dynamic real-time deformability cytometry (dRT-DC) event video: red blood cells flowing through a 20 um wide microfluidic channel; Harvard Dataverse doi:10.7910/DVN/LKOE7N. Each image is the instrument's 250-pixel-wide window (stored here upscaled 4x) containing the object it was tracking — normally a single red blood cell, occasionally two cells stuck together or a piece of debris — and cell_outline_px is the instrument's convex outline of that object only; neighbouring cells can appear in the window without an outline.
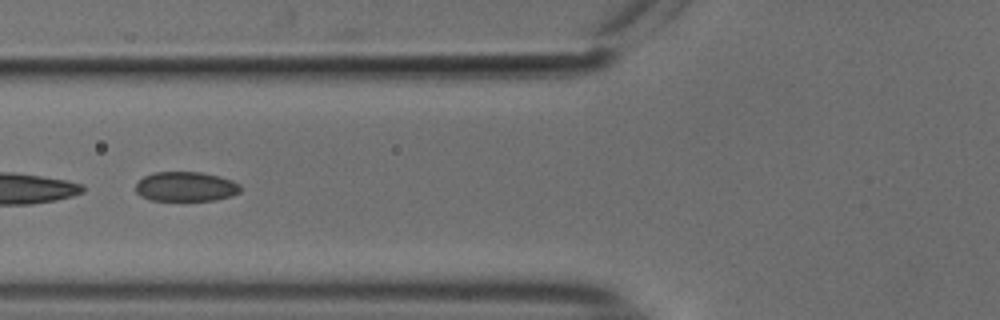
{"species": "common noctule bat (a hibernating species)", "species_latin": "Nyctalus noctula", "temperature_condition": "cold", "stored_images_in_passage": 39, "segment_of_instrument_passage": [2, 2], "camera_frame_rate_fps": 3000, "um_per_image_px": 0.085, "animal": {"sex": "male", "body_mass_g": 18.8}, "frame": {"image": 1, "passage_image": 22, "time_ms": 7.0, "image_size_px": [1000, 320], "cell_outline_px": [[240, 192], [232, 196], [216, 200], [152, 200], [140, 196], [136, 192], [136, 184], [144, 176], [152, 172], [200, 172], [220, 176], [232, 180], [240, 184]], "centroid_in_image_um": [15.8, 15.86], "position_along_channel_um": 110.0, "area_um2": 18.15}}
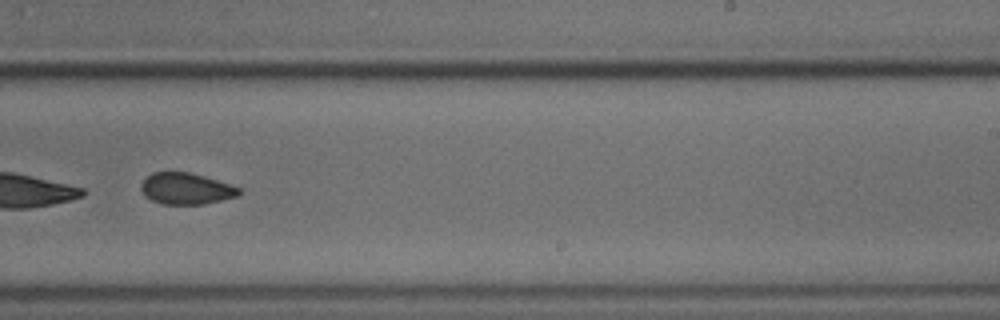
{"frame": {"image": 2, "passage_image": 35, "time_ms": 11.333, "image_size_px": [1000, 320], "cell_outline_px": [[240, 192], [236, 196], [204, 204], [160, 204], [144, 196], [140, 188], [140, 184], [152, 172], [188, 172], [204, 176], [240, 188]], "centroid_in_image_um": [15.76, 16.04], "position_along_channel_um": 273.2, "area_um2": 17.74}}